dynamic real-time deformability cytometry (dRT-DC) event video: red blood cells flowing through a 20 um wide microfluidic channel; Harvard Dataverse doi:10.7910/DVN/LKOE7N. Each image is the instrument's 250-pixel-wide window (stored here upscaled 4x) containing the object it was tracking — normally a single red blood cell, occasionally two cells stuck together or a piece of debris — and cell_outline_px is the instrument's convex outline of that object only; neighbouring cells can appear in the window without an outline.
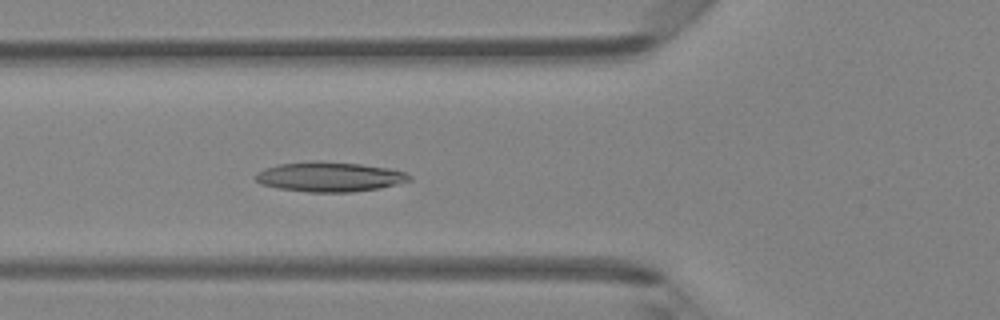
{"species": "Egyptian fruit bat (a non-hibernating species)", "species_latin": "Rousettus aegyptiacus", "temperature_condition": "room temperature", "stored_images_in_passage": 48, "camera_frame_rate_fps": 3000, "um_per_image_px": 0.085, "animal": {"sex": "female"}, "frame": {"image": 1, "passage_image": 18, "time_ms": 5.667, "image_size_px": [1000, 320], "cell_outline_px": [[412, 180], [400, 184], [380, 188], [352, 192], [308, 192], [276, 188], [260, 184], [256, 180], [256, 172], [264, 168], [280, 164], [316, 160], [360, 164], [388, 168], [404, 172], [412, 176]], "centroid_in_image_um": [28.02, 15.03], "position_along_channel_um": 97.8, "area_um2": 26.88}}
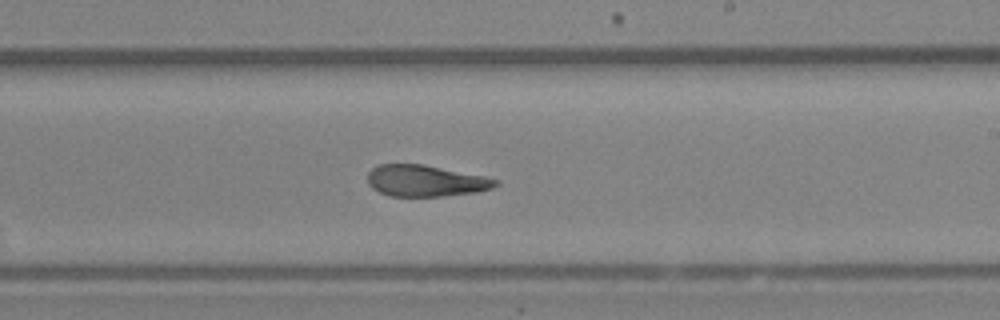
{"frame": {"image": 2, "passage_image": 29, "time_ms": 9.333, "image_size_px": [1000, 320], "cell_outline_px": [[500, 184], [492, 188], [476, 192], [444, 196], [388, 196], [372, 188], [368, 184], [368, 172], [372, 168], [380, 164], [424, 164], [484, 176], [496, 180]], "centroid_in_image_um": [36.15, 15.37], "position_along_channel_um": 252.8, "area_um2": 23.41}}
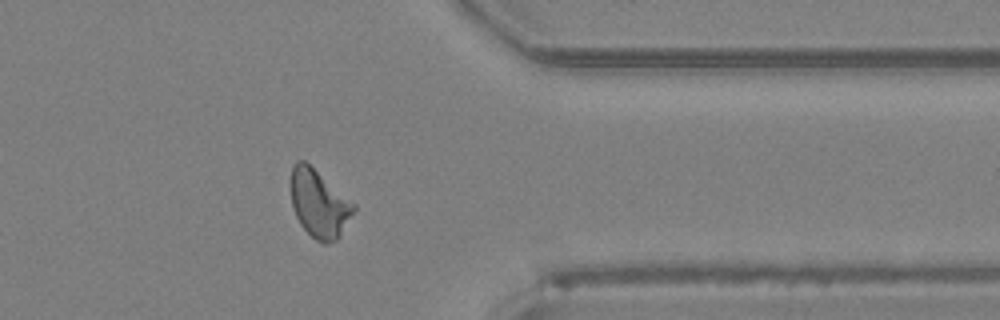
{"frame": {"image": 3, "passage_image": 39, "time_ms": 12.667, "image_size_px": [1000, 320], "cell_outline_px": [[356, 208], [340, 236], [336, 240], [328, 244], [324, 244], [316, 240], [300, 224], [296, 216], [292, 204], [288, 184], [288, 180], [292, 164], [296, 160], [304, 160], [356, 204]], "centroid_in_image_um": [27.08, 17.28], "position_along_channel_um": 384.3, "area_um2": 25.14}, "authors_computed_cell_mechanics": {"area_um2": 24.4783, "velocity_mm_per_s": 4.241, "shape_relaxation_time_tau1_ms": null, "shape_relaxation_time_tau2_ms": 2.6176, "deformation_change_tau1": null, "deformation_change_tau2": 0.1066}}